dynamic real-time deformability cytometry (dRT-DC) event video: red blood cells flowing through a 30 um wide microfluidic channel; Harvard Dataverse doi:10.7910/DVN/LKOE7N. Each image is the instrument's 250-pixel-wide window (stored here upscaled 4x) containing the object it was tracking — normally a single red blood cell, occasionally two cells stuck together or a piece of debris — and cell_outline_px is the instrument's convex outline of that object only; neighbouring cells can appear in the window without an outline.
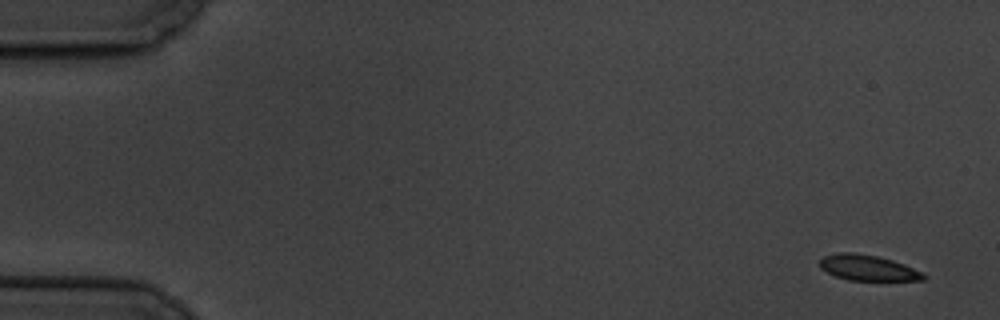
{"species": "common noctule bat (a hibernating species)", "species_latin": "Nyctalus noctula", "temperature_condition": "cold", "stored_images_in_passage": 5, "camera_frame_rate_fps": 3000, "um_per_image_px": 0.085, "animal": {"sex": "male", "body_mass_g": 19.5, "forearm_length_mm": 54.6}, "frame": {"image": 1, "passage_image": 1, "time_ms": 0.0, "image_size_px": [1000, 320], "cell_outline_px": [[928, 276], [924, 280], [848, 280], [836, 276], [820, 268], [820, 260], [824, 256], [836, 252], [852, 252], [876, 256], [892, 260], [904, 264]], "centroid_in_image_um": [73.74, 22.76], "position_along_channel_um": 11.3, "area_um2": 15.32}}
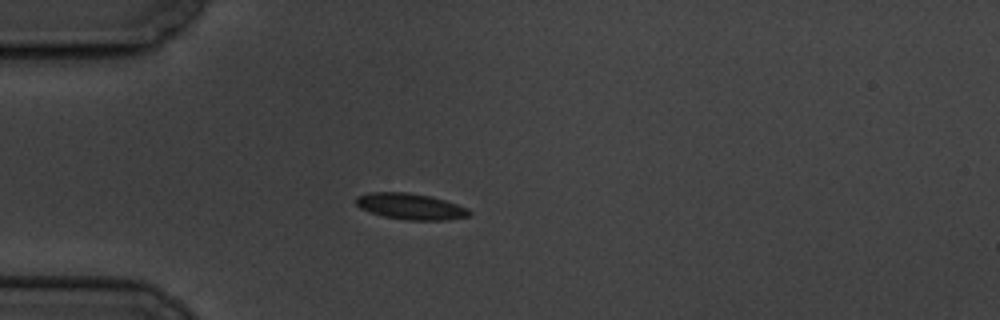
{"frame": {"image": 2, "passage_image": 5, "time_ms": 4.667, "image_size_px": [1000, 320], "cell_outline_px": [[472, 216], [448, 220], [404, 220], [384, 216], [360, 208], [356, 204], [356, 196], [368, 192], [408, 192], [432, 196], [468, 208], [472, 212]], "centroid_in_image_um": [34.93, 17.54], "position_along_channel_um": 50.1, "area_um2": 17.4}}